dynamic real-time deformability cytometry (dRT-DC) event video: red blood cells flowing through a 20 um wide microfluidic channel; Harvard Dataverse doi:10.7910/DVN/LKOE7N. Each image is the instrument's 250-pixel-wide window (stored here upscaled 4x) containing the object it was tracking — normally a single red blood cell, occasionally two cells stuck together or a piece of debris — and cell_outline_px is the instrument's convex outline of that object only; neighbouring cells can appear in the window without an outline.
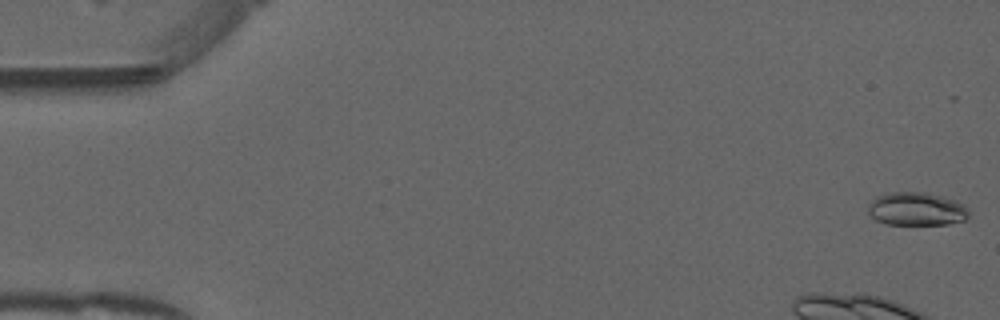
{"species": "common noctule bat (a hibernating species)", "species_latin": "Nyctalus noctula", "temperature_condition": "warm", "stored_images_in_passage": 51, "camera_frame_rate_fps": 3000, "um_per_image_px": 0.085, "animal": {"sex": "male", "forearm_length_mm": 52.5}, "frame": {"image": 1, "passage_image": 1, "time_ms": 0.0, "image_size_px": [1000, 320], "cell_outline_px": [[968, 216], [964, 220], [948, 224], [888, 224], [876, 220], [868, 212], [868, 204], [876, 196], [892, 192], [924, 192], [940, 196], [964, 204], [968, 208]], "centroid_in_image_um": [77.89, 17.76], "position_along_channel_um": 7.1, "area_um2": 19.36}, "authors_computed_cell_mechanics": {"area_um2": 18.496, "velocity_mm_per_s": 3.9389, "shape_relaxation_time_tau1_ms": 4.9665, "shape_relaxation_time_tau2_ms": 3.9602, "deformation_change_tau1": 0.0835, "deformation_change_tau2": 0.0899}}